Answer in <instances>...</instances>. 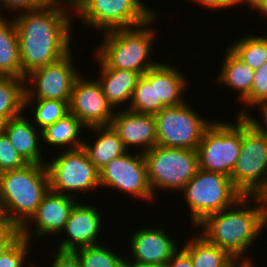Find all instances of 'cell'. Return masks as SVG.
<instances>
[{"mask_svg": "<svg viewBox=\"0 0 267 267\" xmlns=\"http://www.w3.org/2000/svg\"><path fill=\"white\" fill-rule=\"evenodd\" d=\"M69 10L73 11L70 3L50 1L43 7L14 16L19 37L22 78L72 52L70 29L71 17L75 14Z\"/></svg>", "mask_w": 267, "mask_h": 267, "instance_id": "obj_1", "label": "cell"}, {"mask_svg": "<svg viewBox=\"0 0 267 267\" xmlns=\"http://www.w3.org/2000/svg\"><path fill=\"white\" fill-rule=\"evenodd\" d=\"M196 226L202 229L199 235L207 242L233 258L252 260L243 256L267 227V204L259 196H243L233 206L205 217Z\"/></svg>", "mask_w": 267, "mask_h": 267, "instance_id": "obj_2", "label": "cell"}, {"mask_svg": "<svg viewBox=\"0 0 267 267\" xmlns=\"http://www.w3.org/2000/svg\"><path fill=\"white\" fill-rule=\"evenodd\" d=\"M157 17L156 14L149 21L136 27L104 32L100 46L94 51L95 60L108 68L129 70L144 75L159 63L150 59L156 35L151 24Z\"/></svg>", "mask_w": 267, "mask_h": 267, "instance_id": "obj_3", "label": "cell"}, {"mask_svg": "<svg viewBox=\"0 0 267 267\" xmlns=\"http://www.w3.org/2000/svg\"><path fill=\"white\" fill-rule=\"evenodd\" d=\"M50 189L46 164L0 173V200L7 221L21 229Z\"/></svg>", "mask_w": 267, "mask_h": 267, "instance_id": "obj_4", "label": "cell"}, {"mask_svg": "<svg viewBox=\"0 0 267 267\" xmlns=\"http://www.w3.org/2000/svg\"><path fill=\"white\" fill-rule=\"evenodd\" d=\"M181 192L190 208V220L194 227L205 217L233 206L244 196L234 186L230 177L202 169H198Z\"/></svg>", "mask_w": 267, "mask_h": 267, "instance_id": "obj_5", "label": "cell"}, {"mask_svg": "<svg viewBox=\"0 0 267 267\" xmlns=\"http://www.w3.org/2000/svg\"><path fill=\"white\" fill-rule=\"evenodd\" d=\"M72 10L82 18L83 26L102 33L139 26L157 14L141 0H73Z\"/></svg>", "mask_w": 267, "mask_h": 267, "instance_id": "obj_6", "label": "cell"}, {"mask_svg": "<svg viewBox=\"0 0 267 267\" xmlns=\"http://www.w3.org/2000/svg\"><path fill=\"white\" fill-rule=\"evenodd\" d=\"M144 157L154 197L160 189L180 192L199 169L197 150L155 145Z\"/></svg>", "mask_w": 267, "mask_h": 267, "instance_id": "obj_7", "label": "cell"}, {"mask_svg": "<svg viewBox=\"0 0 267 267\" xmlns=\"http://www.w3.org/2000/svg\"><path fill=\"white\" fill-rule=\"evenodd\" d=\"M232 122L214 120L197 147L199 169L231 177L242 143V116Z\"/></svg>", "mask_w": 267, "mask_h": 267, "instance_id": "obj_8", "label": "cell"}, {"mask_svg": "<svg viewBox=\"0 0 267 267\" xmlns=\"http://www.w3.org/2000/svg\"><path fill=\"white\" fill-rule=\"evenodd\" d=\"M244 196H258L267 185V138L242 116V143L230 177Z\"/></svg>", "mask_w": 267, "mask_h": 267, "instance_id": "obj_9", "label": "cell"}, {"mask_svg": "<svg viewBox=\"0 0 267 267\" xmlns=\"http://www.w3.org/2000/svg\"><path fill=\"white\" fill-rule=\"evenodd\" d=\"M187 102L164 107L154 114L157 146L197 150L204 131L213 122L205 120Z\"/></svg>", "mask_w": 267, "mask_h": 267, "instance_id": "obj_10", "label": "cell"}, {"mask_svg": "<svg viewBox=\"0 0 267 267\" xmlns=\"http://www.w3.org/2000/svg\"><path fill=\"white\" fill-rule=\"evenodd\" d=\"M48 161L46 167L50 190L77 198L78 192L87 193L100 187L99 171L82 147L65 150L51 162Z\"/></svg>", "mask_w": 267, "mask_h": 267, "instance_id": "obj_11", "label": "cell"}, {"mask_svg": "<svg viewBox=\"0 0 267 267\" xmlns=\"http://www.w3.org/2000/svg\"><path fill=\"white\" fill-rule=\"evenodd\" d=\"M70 52L55 63L37 68L25 76L24 100L70 101V95L81 71L73 66ZM30 85H29V83ZM28 85V86H27Z\"/></svg>", "mask_w": 267, "mask_h": 267, "instance_id": "obj_12", "label": "cell"}, {"mask_svg": "<svg viewBox=\"0 0 267 267\" xmlns=\"http://www.w3.org/2000/svg\"><path fill=\"white\" fill-rule=\"evenodd\" d=\"M100 187L118 189L122 193L153 202L154 195L148 182L147 164L143 153H124L111 160L99 171Z\"/></svg>", "mask_w": 267, "mask_h": 267, "instance_id": "obj_13", "label": "cell"}, {"mask_svg": "<svg viewBox=\"0 0 267 267\" xmlns=\"http://www.w3.org/2000/svg\"><path fill=\"white\" fill-rule=\"evenodd\" d=\"M69 112L89 128L109 126L115 110L108 103L97 79H83L80 75L70 95Z\"/></svg>", "mask_w": 267, "mask_h": 267, "instance_id": "obj_14", "label": "cell"}, {"mask_svg": "<svg viewBox=\"0 0 267 267\" xmlns=\"http://www.w3.org/2000/svg\"><path fill=\"white\" fill-rule=\"evenodd\" d=\"M77 199L49 189L30 221L20 229L21 237L30 241L34 233L40 239L53 234L54 237L55 234L61 235L72 209L78 202ZM29 222L36 229H30ZM32 230H34L33 233H31Z\"/></svg>", "mask_w": 267, "mask_h": 267, "instance_id": "obj_15", "label": "cell"}, {"mask_svg": "<svg viewBox=\"0 0 267 267\" xmlns=\"http://www.w3.org/2000/svg\"><path fill=\"white\" fill-rule=\"evenodd\" d=\"M99 209L88 204L77 202L72 209L69 218L61 234H65L64 240L57 246L58 251L74 252L86 246L100 244L98 237L101 236L103 215ZM101 229V230H100ZM67 234V235H66ZM100 235V236H99Z\"/></svg>", "mask_w": 267, "mask_h": 267, "instance_id": "obj_16", "label": "cell"}, {"mask_svg": "<svg viewBox=\"0 0 267 267\" xmlns=\"http://www.w3.org/2000/svg\"><path fill=\"white\" fill-rule=\"evenodd\" d=\"M110 126L118 134L127 151L131 146L141 147L145 153L157 144L156 122L151 114L120 109L114 113Z\"/></svg>", "mask_w": 267, "mask_h": 267, "instance_id": "obj_17", "label": "cell"}, {"mask_svg": "<svg viewBox=\"0 0 267 267\" xmlns=\"http://www.w3.org/2000/svg\"><path fill=\"white\" fill-rule=\"evenodd\" d=\"M163 228L143 227L133 232L131 243L132 261L137 264H167L173 253L179 248L177 242ZM176 242V243H175Z\"/></svg>", "mask_w": 267, "mask_h": 267, "instance_id": "obj_18", "label": "cell"}, {"mask_svg": "<svg viewBox=\"0 0 267 267\" xmlns=\"http://www.w3.org/2000/svg\"><path fill=\"white\" fill-rule=\"evenodd\" d=\"M28 117L20 116L6 122L4 134L12 146L28 164H46L40 147L42 142L41 130ZM40 132V133H39ZM40 137V138H39ZM43 158V159H42Z\"/></svg>", "mask_w": 267, "mask_h": 267, "instance_id": "obj_19", "label": "cell"}, {"mask_svg": "<svg viewBox=\"0 0 267 267\" xmlns=\"http://www.w3.org/2000/svg\"><path fill=\"white\" fill-rule=\"evenodd\" d=\"M161 61L151 68V84H155L156 113L164 107L184 103L183 94L188 86L187 77L173 65Z\"/></svg>", "mask_w": 267, "mask_h": 267, "instance_id": "obj_20", "label": "cell"}, {"mask_svg": "<svg viewBox=\"0 0 267 267\" xmlns=\"http://www.w3.org/2000/svg\"><path fill=\"white\" fill-rule=\"evenodd\" d=\"M100 74L97 81L100 83L108 103L113 109L131 101L134 88L137 84L139 73L129 70L105 67L100 61ZM122 103V104H121Z\"/></svg>", "mask_w": 267, "mask_h": 267, "instance_id": "obj_21", "label": "cell"}, {"mask_svg": "<svg viewBox=\"0 0 267 267\" xmlns=\"http://www.w3.org/2000/svg\"><path fill=\"white\" fill-rule=\"evenodd\" d=\"M86 130H91L93 134L97 135V140L91 144L84 139L82 148L98 171L103 169L111 160L127 152L122 140L110 125L89 127Z\"/></svg>", "mask_w": 267, "mask_h": 267, "instance_id": "obj_22", "label": "cell"}, {"mask_svg": "<svg viewBox=\"0 0 267 267\" xmlns=\"http://www.w3.org/2000/svg\"><path fill=\"white\" fill-rule=\"evenodd\" d=\"M2 11V9H0ZM0 11V76L22 78L19 37L13 18Z\"/></svg>", "mask_w": 267, "mask_h": 267, "instance_id": "obj_23", "label": "cell"}, {"mask_svg": "<svg viewBox=\"0 0 267 267\" xmlns=\"http://www.w3.org/2000/svg\"><path fill=\"white\" fill-rule=\"evenodd\" d=\"M82 129H87V127L73 114L69 113L41 130V142L50 145L49 147L51 145L53 148L57 146L58 150L61 148L64 150L78 149L82 147L84 142L81 137L83 135Z\"/></svg>", "mask_w": 267, "mask_h": 267, "instance_id": "obj_24", "label": "cell"}, {"mask_svg": "<svg viewBox=\"0 0 267 267\" xmlns=\"http://www.w3.org/2000/svg\"><path fill=\"white\" fill-rule=\"evenodd\" d=\"M224 55L223 66L216 79L220 85L238 92L239 101L243 102L251 93L255 70L251 69L228 47Z\"/></svg>", "mask_w": 267, "mask_h": 267, "instance_id": "obj_25", "label": "cell"}, {"mask_svg": "<svg viewBox=\"0 0 267 267\" xmlns=\"http://www.w3.org/2000/svg\"><path fill=\"white\" fill-rule=\"evenodd\" d=\"M25 78L0 76V119L24 114Z\"/></svg>", "mask_w": 267, "mask_h": 267, "instance_id": "obj_26", "label": "cell"}, {"mask_svg": "<svg viewBox=\"0 0 267 267\" xmlns=\"http://www.w3.org/2000/svg\"><path fill=\"white\" fill-rule=\"evenodd\" d=\"M184 244L183 248L190 254L193 267H224L233 259L227 251L207 242L198 233Z\"/></svg>", "mask_w": 267, "mask_h": 267, "instance_id": "obj_27", "label": "cell"}, {"mask_svg": "<svg viewBox=\"0 0 267 267\" xmlns=\"http://www.w3.org/2000/svg\"><path fill=\"white\" fill-rule=\"evenodd\" d=\"M228 47L253 70L267 62V36L244 34L240 40Z\"/></svg>", "mask_w": 267, "mask_h": 267, "instance_id": "obj_28", "label": "cell"}, {"mask_svg": "<svg viewBox=\"0 0 267 267\" xmlns=\"http://www.w3.org/2000/svg\"><path fill=\"white\" fill-rule=\"evenodd\" d=\"M104 244L86 246L74 253L77 255L81 267H126V259L116 254Z\"/></svg>", "mask_w": 267, "mask_h": 267, "instance_id": "obj_29", "label": "cell"}, {"mask_svg": "<svg viewBox=\"0 0 267 267\" xmlns=\"http://www.w3.org/2000/svg\"><path fill=\"white\" fill-rule=\"evenodd\" d=\"M33 101V102H32ZM35 106V112L33 111V121L37 123L36 127L39 130H43L45 127L54 124L59 119H62L69 114V102L61 100H24V110L27 106ZM41 128V129H40Z\"/></svg>", "mask_w": 267, "mask_h": 267, "instance_id": "obj_30", "label": "cell"}, {"mask_svg": "<svg viewBox=\"0 0 267 267\" xmlns=\"http://www.w3.org/2000/svg\"><path fill=\"white\" fill-rule=\"evenodd\" d=\"M126 109L143 114H156L155 84H151V68L141 75Z\"/></svg>", "mask_w": 267, "mask_h": 267, "instance_id": "obj_31", "label": "cell"}, {"mask_svg": "<svg viewBox=\"0 0 267 267\" xmlns=\"http://www.w3.org/2000/svg\"><path fill=\"white\" fill-rule=\"evenodd\" d=\"M246 105V110L242 109L236 116H245L251 110L248 107H256L257 105L267 103V62L254 72V78L250 95L242 102ZM249 110V111H248Z\"/></svg>", "mask_w": 267, "mask_h": 267, "instance_id": "obj_32", "label": "cell"}, {"mask_svg": "<svg viewBox=\"0 0 267 267\" xmlns=\"http://www.w3.org/2000/svg\"><path fill=\"white\" fill-rule=\"evenodd\" d=\"M32 241L19 237L1 256L0 267H24ZM28 250V251H27Z\"/></svg>", "mask_w": 267, "mask_h": 267, "instance_id": "obj_33", "label": "cell"}, {"mask_svg": "<svg viewBox=\"0 0 267 267\" xmlns=\"http://www.w3.org/2000/svg\"><path fill=\"white\" fill-rule=\"evenodd\" d=\"M28 163L21 157L3 134L0 136V173L23 168Z\"/></svg>", "mask_w": 267, "mask_h": 267, "instance_id": "obj_34", "label": "cell"}, {"mask_svg": "<svg viewBox=\"0 0 267 267\" xmlns=\"http://www.w3.org/2000/svg\"><path fill=\"white\" fill-rule=\"evenodd\" d=\"M21 236L20 229L0 220V256Z\"/></svg>", "mask_w": 267, "mask_h": 267, "instance_id": "obj_35", "label": "cell"}, {"mask_svg": "<svg viewBox=\"0 0 267 267\" xmlns=\"http://www.w3.org/2000/svg\"><path fill=\"white\" fill-rule=\"evenodd\" d=\"M50 0H0V6L3 7V10L6 9L9 12L18 11L26 12L28 10H34L40 7L47 5Z\"/></svg>", "mask_w": 267, "mask_h": 267, "instance_id": "obj_36", "label": "cell"}, {"mask_svg": "<svg viewBox=\"0 0 267 267\" xmlns=\"http://www.w3.org/2000/svg\"><path fill=\"white\" fill-rule=\"evenodd\" d=\"M57 253V254H56ZM50 267H81L80 261L74 252L56 251ZM37 267V265L35 266Z\"/></svg>", "mask_w": 267, "mask_h": 267, "instance_id": "obj_37", "label": "cell"}, {"mask_svg": "<svg viewBox=\"0 0 267 267\" xmlns=\"http://www.w3.org/2000/svg\"><path fill=\"white\" fill-rule=\"evenodd\" d=\"M167 267H193L190 254L183 248H178L167 262Z\"/></svg>", "mask_w": 267, "mask_h": 267, "instance_id": "obj_38", "label": "cell"}, {"mask_svg": "<svg viewBox=\"0 0 267 267\" xmlns=\"http://www.w3.org/2000/svg\"><path fill=\"white\" fill-rule=\"evenodd\" d=\"M257 107L259 108L260 113L262 112V116L265 121L264 123H262L256 117H254L253 114H250V112L246 114L245 117L250 122V124L254 126V128H256L262 135H264L267 138V103L257 105L254 108Z\"/></svg>", "mask_w": 267, "mask_h": 267, "instance_id": "obj_39", "label": "cell"}, {"mask_svg": "<svg viewBox=\"0 0 267 267\" xmlns=\"http://www.w3.org/2000/svg\"><path fill=\"white\" fill-rule=\"evenodd\" d=\"M194 2L198 3V5L203 6L204 8L208 9H227L229 7H234L239 5V0H193Z\"/></svg>", "mask_w": 267, "mask_h": 267, "instance_id": "obj_40", "label": "cell"}, {"mask_svg": "<svg viewBox=\"0 0 267 267\" xmlns=\"http://www.w3.org/2000/svg\"><path fill=\"white\" fill-rule=\"evenodd\" d=\"M241 3L246 6L248 4L251 7L250 9L259 11L262 15L267 16V0H239V4Z\"/></svg>", "mask_w": 267, "mask_h": 267, "instance_id": "obj_41", "label": "cell"}, {"mask_svg": "<svg viewBox=\"0 0 267 267\" xmlns=\"http://www.w3.org/2000/svg\"><path fill=\"white\" fill-rule=\"evenodd\" d=\"M241 259V260H240ZM241 261V263H240ZM251 260L246 258H233L227 265L224 267H245Z\"/></svg>", "mask_w": 267, "mask_h": 267, "instance_id": "obj_42", "label": "cell"}, {"mask_svg": "<svg viewBox=\"0 0 267 267\" xmlns=\"http://www.w3.org/2000/svg\"><path fill=\"white\" fill-rule=\"evenodd\" d=\"M126 267H167V264H137V263H126Z\"/></svg>", "mask_w": 267, "mask_h": 267, "instance_id": "obj_43", "label": "cell"}, {"mask_svg": "<svg viewBox=\"0 0 267 267\" xmlns=\"http://www.w3.org/2000/svg\"><path fill=\"white\" fill-rule=\"evenodd\" d=\"M258 196L267 204V185Z\"/></svg>", "mask_w": 267, "mask_h": 267, "instance_id": "obj_44", "label": "cell"}, {"mask_svg": "<svg viewBox=\"0 0 267 267\" xmlns=\"http://www.w3.org/2000/svg\"><path fill=\"white\" fill-rule=\"evenodd\" d=\"M6 120L0 119V136L4 134L5 132V125H6Z\"/></svg>", "mask_w": 267, "mask_h": 267, "instance_id": "obj_45", "label": "cell"}, {"mask_svg": "<svg viewBox=\"0 0 267 267\" xmlns=\"http://www.w3.org/2000/svg\"><path fill=\"white\" fill-rule=\"evenodd\" d=\"M0 220H7L5 215H4V212H3V208H2V205H1V200H0Z\"/></svg>", "mask_w": 267, "mask_h": 267, "instance_id": "obj_46", "label": "cell"}, {"mask_svg": "<svg viewBox=\"0 0 267 267\" xmlns=\"http://www.w3.org/2000/svg\"><path fill=\"white\" fill-rule=\"evenodd\" d=\"M50 1H62L65 3H70V4H72V2H73V0H50Z\"/></svg>", "mask_w": 267, "mask_h": 267, "instance_id": "obj_47", "label": "cell"}, {"mask_svg": "<svg viewBox=\"0 0 267 267\" xmlns=\"http://www.w3.org/2000/svg\"><path fill=\"white\" fill-rule=\"evenodd\" d=\"M253 260H251L245 267H256V265H254L252 262Z\"/></svg>", "mask_w": 267, "mask_h": 267, "instance_id": "obj_48", "label": "cell"}]
</instances>
